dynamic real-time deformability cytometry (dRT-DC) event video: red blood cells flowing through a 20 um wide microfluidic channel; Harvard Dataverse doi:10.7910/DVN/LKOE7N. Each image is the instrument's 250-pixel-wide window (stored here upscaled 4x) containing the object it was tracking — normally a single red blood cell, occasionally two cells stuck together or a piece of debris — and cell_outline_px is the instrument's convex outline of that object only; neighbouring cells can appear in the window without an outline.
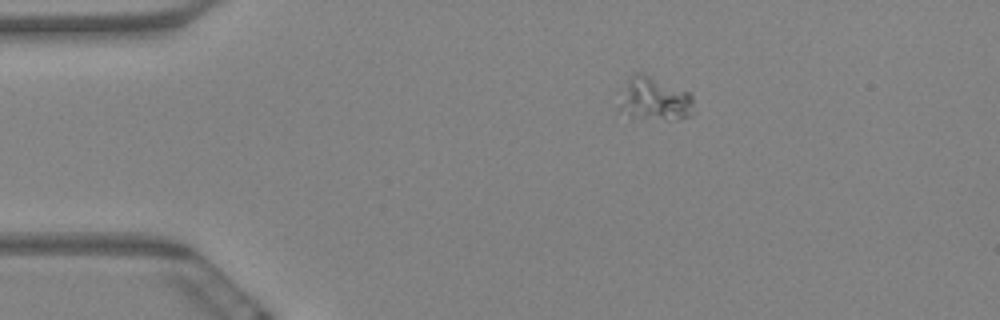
{"species": "Egyptian fruit bat (a non-hibernating species)", "species_latin": "Rousettus aegyptiacus", "temperature_condition": "warm", "stored_images_in_passage": 3, "camera_frame_rate_fps": 3000, "um_per_image_px": 0.085, "animal": {"sex": "female"}, "frame": {"image": 1, "passage_image": 1, "time_ms": 0.0, "image_size_px": [1000, 320], "cell_outline_px": [[692, 116], [676, 120], [632, 116], [616, 112], [616, 108], [628, 76], [636, 72], [644, 72], [692, 92]], "centroid_in_image_um": [55.6, 8.37], "position_along_channel_um": 29.4, "area_um2": 19.48}}